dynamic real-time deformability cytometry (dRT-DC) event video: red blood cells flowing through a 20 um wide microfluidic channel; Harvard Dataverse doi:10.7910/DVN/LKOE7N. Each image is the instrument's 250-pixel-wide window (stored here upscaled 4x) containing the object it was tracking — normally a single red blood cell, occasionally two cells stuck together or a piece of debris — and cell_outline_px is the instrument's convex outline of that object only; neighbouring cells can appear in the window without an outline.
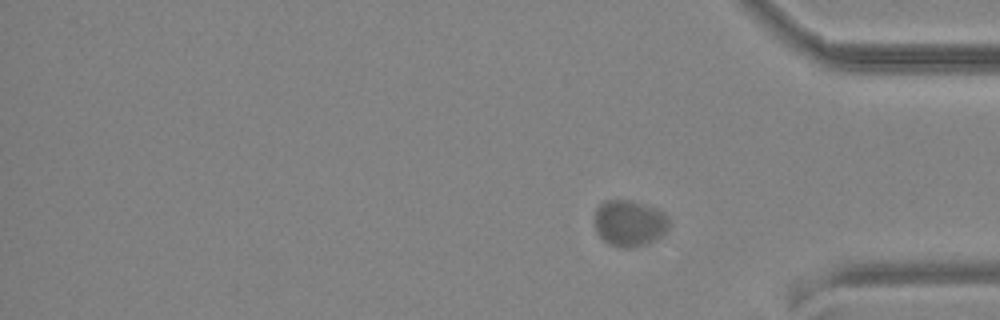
{"species": "common noctule bat (a hibernating species)", "species_latin": "Nyctalus noctula", "temperature_condition": "cold", "stored_images_in_passage": 22, "segment_of_instrument_passage": [2, 2], "camera_frame_rate_fps": 3000, "um_per_image_px": 0.085, "animal": {"sex": "male", "body_mass_g": 19.2, "forearm_length_mm": 51.8}, "frame": {"image": 1, "passage_image": 22, "time_ms": 27.333, "image_size_px": [1000, 320], "cell_outline_px": [[668, 228], [656, 240], [632, 248], [620, 248], [608, 244], [596, 232], [592, 220], [596, 208], [604, 200], [632, 200], [644, 204], [664, 212], [668, 216]], "centroid_in_image_um": [53.45, 18.97], "position_along_channel_um": 381.8, "area_um2": 20.4}}